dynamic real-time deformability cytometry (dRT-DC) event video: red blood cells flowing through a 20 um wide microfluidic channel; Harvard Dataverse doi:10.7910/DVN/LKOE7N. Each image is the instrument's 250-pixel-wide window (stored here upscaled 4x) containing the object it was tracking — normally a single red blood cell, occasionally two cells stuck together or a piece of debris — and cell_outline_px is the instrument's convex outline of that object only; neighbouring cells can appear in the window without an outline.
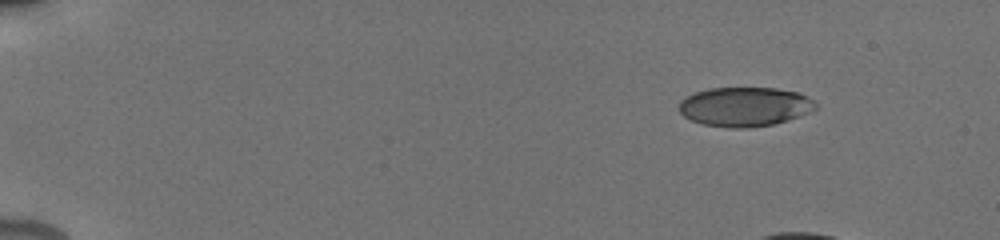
{"species": "human", "species_latin": "Homo sapiens", "temperature_condition": "cold", "stored_images_in_passage": 12, "camera_frame_rate_fps": 3000, "um_per_image_px": 0.085, "donor": {"sex": "male"}, "frame": {"image": 1, "passage_image": 1, "time_ms": 0.0, "image_size_px": [1000, 240], "cell_outline_px": [[816, 108], [800, 116], [788, 120], [772, 124], [748, 128], [728, 128], [704, 124], [692, 120], [684, 116], [680, 112], [680, 100], [684, 96], [708, 88], [776, 88], [796, 92], [808, 96], [816, 104]], "centroid_in_image_um": [63.29, 9.07], "position_along_channel_um": 21.7, "area_um2": 31.21}}